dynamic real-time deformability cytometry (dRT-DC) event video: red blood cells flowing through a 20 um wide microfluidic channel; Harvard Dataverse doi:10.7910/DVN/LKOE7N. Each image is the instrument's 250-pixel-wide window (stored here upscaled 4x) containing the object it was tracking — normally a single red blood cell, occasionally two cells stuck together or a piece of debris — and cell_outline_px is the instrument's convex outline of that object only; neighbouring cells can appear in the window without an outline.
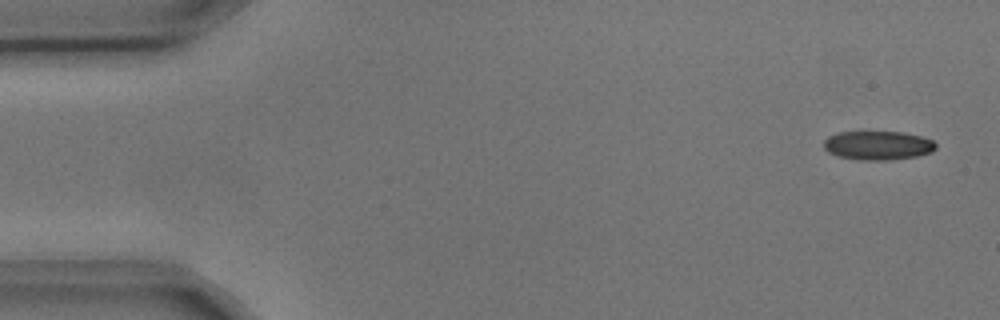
{"species": "common noctule bat (a hibernating species)", "species_latin": "Nyctalus noctula", "temperature_condition": "cold", "stored_images_in_passage": 6, "camera_frame_rate_fps": 3000, "um_per_image_px": 0.085, "animal": {"sex": "male", "body_mass_g": 17.9, "forearm_length_mm": 54.2}, "frame": {"image": 1, "passage_image": 1, "time_ms": 0.0, "image_size_px": [1000, 320], "cell_outline_px": [[936, 148], [932, 152], [916, 156], [888, 160], [856, 160], [836, 156], [828, 152], [824, 148], [824, 140], [828, 136], [840, 132], [904, 132], [920, 136], [932, 140], [936, 144]], "centroid_in_image_um": [74.6, 12.37], "position_along_channel_um": 10.4, "area_um2": 18.96}}
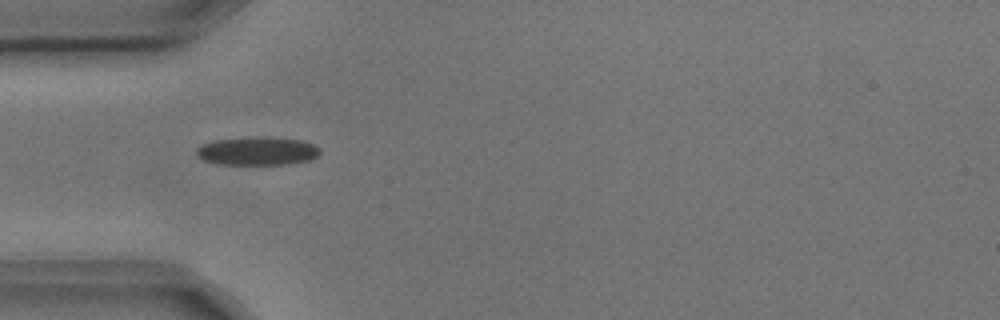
{"frame": {"image": 2, "passage_image": 5, "time_ms": 1.333, "image_size_px": [1000, 320], "cell_outline_px": [[320, 152], [312, 160], [288, 164], [216, 164], [204, 160], [196, 156], [196, 148], [200, 144], [212, 140], [252, 136], [264, 136], [304, 140], [320, 148]], "centroid_in_image_um": [21.85, 12.82], "position_along_channel_um": 63.2, "area_um2": 20.87}}